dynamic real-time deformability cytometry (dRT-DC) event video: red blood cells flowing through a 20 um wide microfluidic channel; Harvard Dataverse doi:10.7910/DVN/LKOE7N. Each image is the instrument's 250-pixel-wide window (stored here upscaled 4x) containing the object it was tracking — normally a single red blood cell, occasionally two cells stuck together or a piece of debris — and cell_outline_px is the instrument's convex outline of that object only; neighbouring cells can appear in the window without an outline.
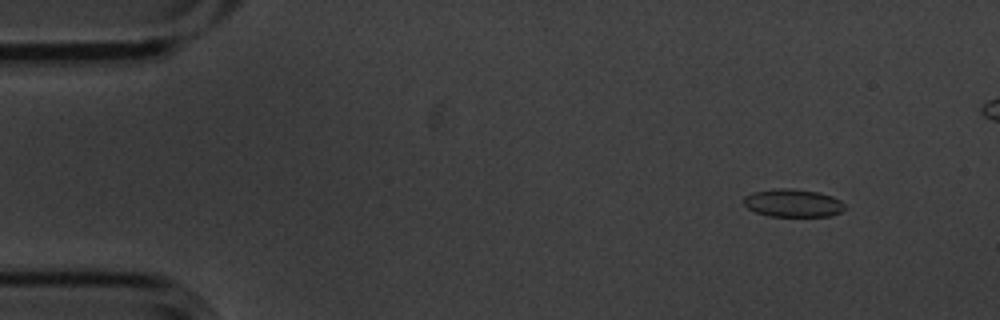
{"species": "common noctule bat (a hibernating species)", "species_latin": "Nyctalus noctula", "temperature_condition": "cold", "stored_images_in_passage": 5, "camera_frame_rate_fps": 3000, "um_per_image_px": 0.085, "animal": {"sex": "male", "body_mass_g": 20.1, "forearm_length_mm": 53.5}, "frame": {"image": 1, "passage_image": 2, "time_ms": 0.333, "image_size_px": [1000, 320], "cell_outline_px": [[844, 208], [840, 212], [828, 216], [768, 216], [756, 212], [748, 208], [744, 204], [744, 196], [752, 192], [776, 188], [792, 188], [820, 192], [832, 196], [840, 200], [844, 204]], "centroid_in_image_um": [67.38, 17.24], "position_along_channel_um": 17.6, "area_um2": 16.47}}